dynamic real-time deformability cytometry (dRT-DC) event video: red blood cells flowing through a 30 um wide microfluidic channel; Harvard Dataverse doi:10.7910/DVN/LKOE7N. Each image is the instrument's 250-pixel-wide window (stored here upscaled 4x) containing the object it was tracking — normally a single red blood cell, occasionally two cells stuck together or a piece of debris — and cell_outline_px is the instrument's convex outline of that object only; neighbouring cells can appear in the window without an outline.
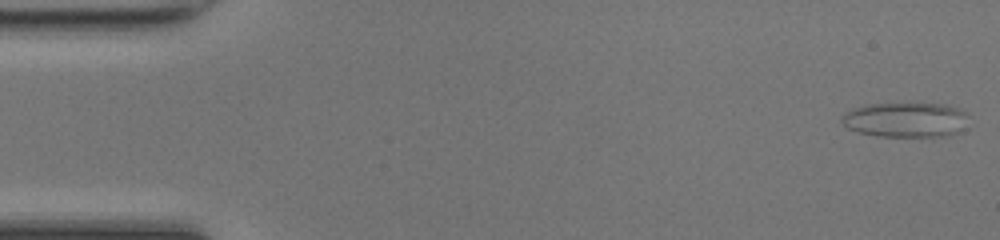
{"species": "common noctule bat (a hibernating species)", "species_latin": "Nyctalus noctula", "temperature_condition": "room temperature", "stored_images_in_passage": 48, "camera_frame_rate_fps": 3000, "um_per_image_px": 0.085, "animal": {"sex": "female", "body_mass_g": 17.0, "forearm_length_mm": 48.0}, "frame": {"image": 1, "passage_image": 1, "time_ms": 0.0, "image_size_px": [1000, 240], "cell_outline_px": [[968, 116], [956, 132], [948, 136], [876, 136], [856, 132], [848, 128], [840, 120], [840, 116], [852, 108], [872, 104], [948, 104], [960, 108], [968, 112]], "centroid_in_image_um": [76.94, 10.18], "position_along_channel_um": 8.1, "area_um2": 25.61}}
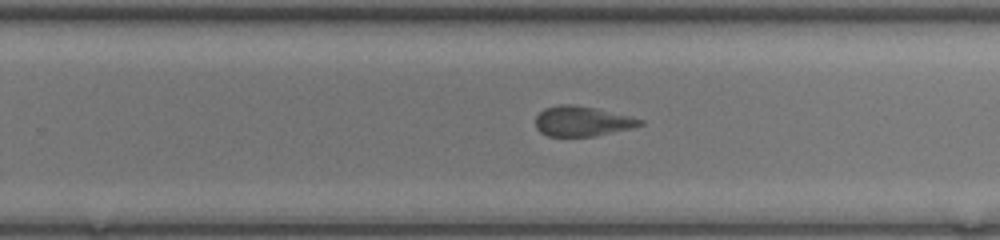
{"frame": {"image": 2, "passage_image": 30, "time_ms": 9.667, "image_size_px": [1000, 240], "cell_outline_px": [[644, 124], [632, 128], [596, 136], [548, 136], [540, 132], [536, 128], [536, 116], [544, 108], [560, 104], [572, 104], [596, 108], [644, 120]], "centroid_in_image_um": [49.47, 10.31], "position_along_channel_um": 280.3, "area_um2": 18.26}}
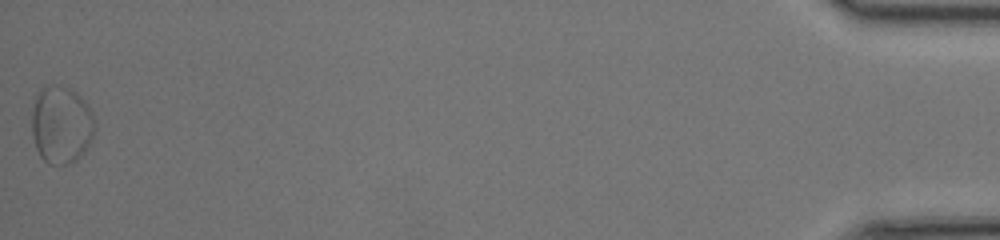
{"frame": {"image": 3, "passage_image": 48, "time_ms": 15.667, "image_size_px": [1000, 240], "cell_outline_px": [[96, 128], [84, 152], [76, 160], [68, 164], [48, 164], [40, 156], [36, 148], [32, 136], [32, 112], [36, 96], [40, 88], [44, 84], [56, 84], [68, 88], [76, 92], [88, 104]], "centroid_in_image_um": [5.19, 10.58], "position_along_channel_um": 430.0, "area_um2": 28.67}, "authors_computed_cell_mechanics": {"area_um2": 18.9295, "velocity_mm_per_s": 4.2605, "shape_relaxation_time_tau1_ms": null, "shape_relaxation_time_tau2_ms": 1.5384, "deformation_change_tau1": null, "deformation_change_tau2": 0.0971}}